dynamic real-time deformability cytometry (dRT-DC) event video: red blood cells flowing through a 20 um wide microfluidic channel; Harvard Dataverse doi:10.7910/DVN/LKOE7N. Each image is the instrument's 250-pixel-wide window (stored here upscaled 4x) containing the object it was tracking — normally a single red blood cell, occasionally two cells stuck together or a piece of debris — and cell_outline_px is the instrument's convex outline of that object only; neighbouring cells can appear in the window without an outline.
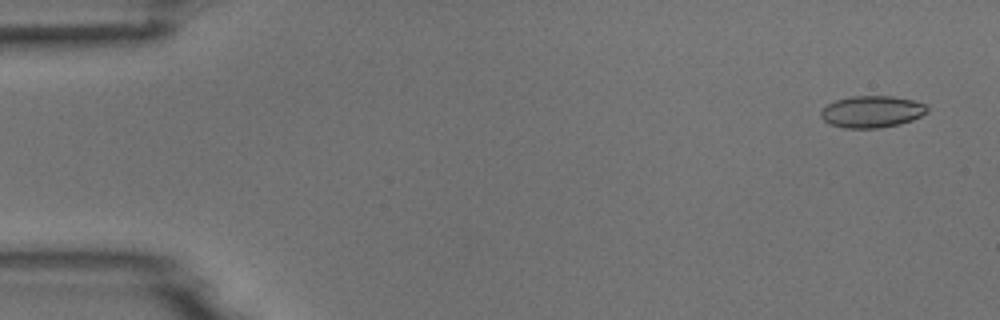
{"species": "common noctule bat (a hibernating species)", "species_latin": "Nyctalus noctula", "temperature_condition": "room temperature", "stored_images_in_passage": 4, "camera_frame_rate_fps": 3000, "um_per_image_px": 0.085, "animal": {"sex": "male", "body_mass_g": 18.8}, "frame": {"image": 1, "passage_image": 1, "time_ms": 0.0, "image_size_px": [1000, 320], "cell_outline_px": [[928, 112], [912, 120], [900, 124], [880, 128], [844, 128], [828, 124], [820, 116], [820, 112], [828, 104], [836, 100], [852, 96], [892, 96], [912, 100], [924, 104], [928, 108]], "centroid_in_image_um": [74.1, 9.5], "position_along_channel_um": 10.9, "area_um2": 19.71}}
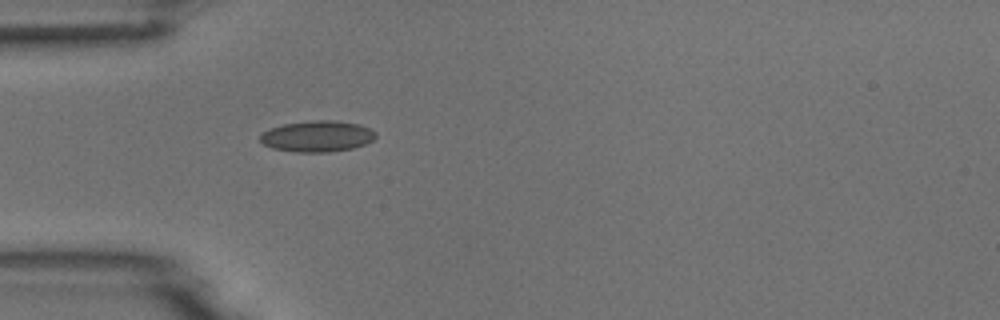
{"frame": {"image": 2, "passage_image": 4, "time_ms": 1.0, "image_size_px": [1000, 320], "cell_outline_px": [[376, 136], [372, 140], [364, 144], [352, 148], [328, 152], [296, 152], [272, 148], [264, 144], [260, 140], [260, 136], [264, 132], [272, 128], [284, 124], [312, 120], [332, 120], [356, 124], [368, 128], [376, 132]], "centroid_in_image_um": [26.96, 11.59], "position_along_channel_um": 58.0, "area_um2": 20.63}}